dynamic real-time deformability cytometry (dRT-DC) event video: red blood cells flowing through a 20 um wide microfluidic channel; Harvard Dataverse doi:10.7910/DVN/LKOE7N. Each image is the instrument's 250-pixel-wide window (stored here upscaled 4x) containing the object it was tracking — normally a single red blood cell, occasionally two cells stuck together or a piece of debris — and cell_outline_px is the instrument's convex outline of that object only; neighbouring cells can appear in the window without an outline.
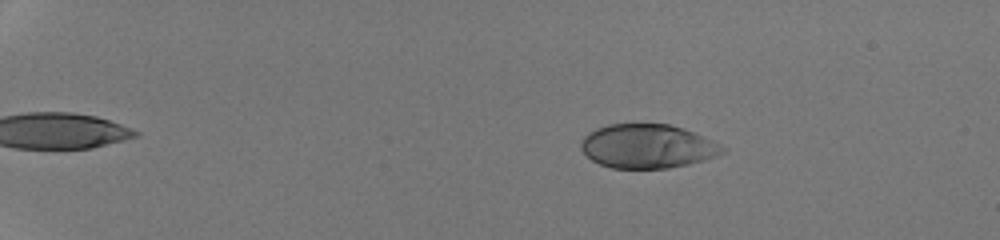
{"species": "human", "species_latin": "Homo sapiens", "temperature_condition": "room temperature", "stored_images_in_passage": 49, "camera_frame_rate_fps": 3000, "um_per_image_px": 0.085, "donor": {"sex": "male"}, "frame": {"image": 1, "passage_image": 8, "time_ms": 2.333, "image_size_px": [1000, 240], "cell_outline_px": [[728, 148], [724, 152], [716, 156], [688, 164], [668, 168], [612, 168], [600, 164], [592, 160], [580, 148], [580, 140], [588, 132], [596, 128], [608, 124], [668, 124], [684, 128], [712, 140]], "centroid_in_image_um": [55.02, 12.42], "position_along_channel_um": 30.0, "area_um2": 36.3}}
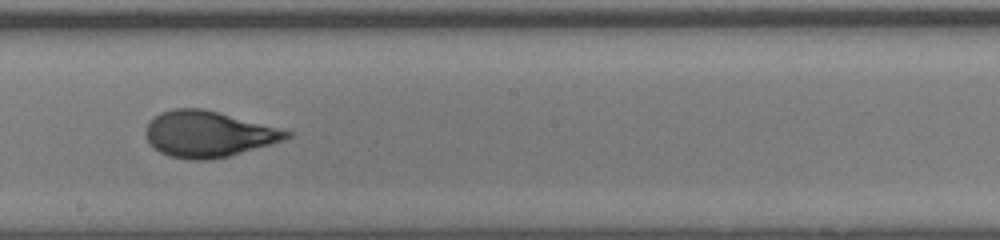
{"frame": {"image": 2, "passage_image": 31, "time_ms": 10.0, "image_size_px": [1000, 240], "cell_outline_px": [[292, 136], [284, 140], [272, 144], [228, 156], [208, 160], [188, 160], [168, 156], [160, 152], [148, 140], [144, 132], [148, 120], [160, 112], [172, 108], [204, 108], [220, 112], [292, 132]], "centroid_in_image_um": [17.66, 11.39], "position_along_channel_um": 230.5, "area_um2": 37.86}}
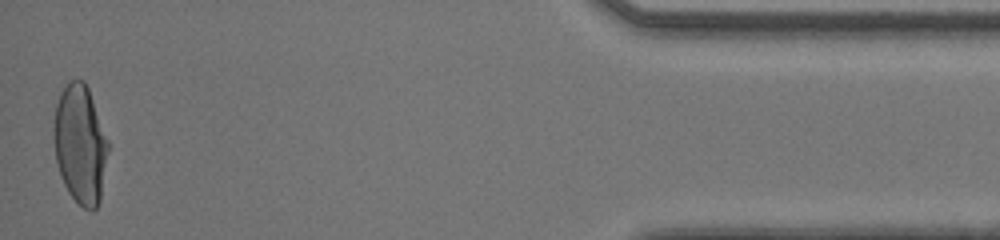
{"frame": {"image": 3, "passage_image": 49, "time_ms": 16.0, "image_size_px": [1000, 240], "cell_outline_px": [[108, 152], [100, 200], [96, 208], [92, 212], [84, 208], [68, 192], [64, 184], [56, 160], [52, 136], [52, 128], [56, 104], [60, 92], [68, 80], [84, 80], [88, 88], [108, 140]], "centroid_in_image_um": [6.8, 12.24], "position_along_channel_um": 428.4, "area_um2": 37.74}, "authors_computed_cell_mechanics": {"area_um2": 37.6278, "velocity_mm_per_s": 4.2881, "shape_relaxation_time_tau1_ms": 4.8955, "shape_relaxation_time_tau2_ms": null, "deformation_change_tau1": 0.215, "deformation_change_tau2": null}}